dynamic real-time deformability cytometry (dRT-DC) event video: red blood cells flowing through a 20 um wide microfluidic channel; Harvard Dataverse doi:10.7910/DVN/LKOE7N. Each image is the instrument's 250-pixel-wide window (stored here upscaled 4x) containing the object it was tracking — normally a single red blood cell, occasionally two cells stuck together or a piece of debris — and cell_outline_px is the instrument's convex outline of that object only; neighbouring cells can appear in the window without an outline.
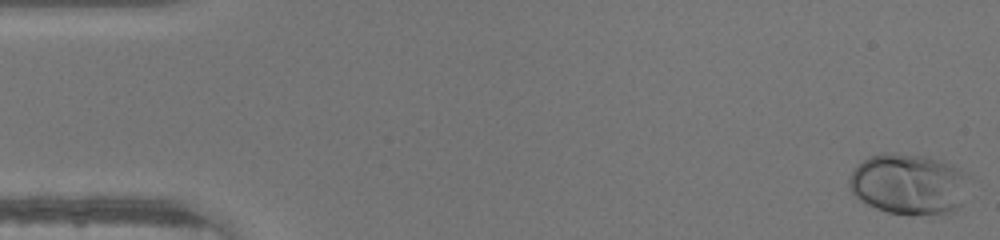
{"species": "human", "species_latin": "Homo sapiens", "temperature_condition": "warm", "stored_images_in_passage": 47, "camera_frame_rate_fps": 3000, "um_per_image_px": 0.085, "donor": {"sex": "male"}, "frame": {"image": 1, "passage_image": 1, "time_ms": 0.0, "image_size_px": [1000, 240], "cell_outline_px": [[964, 176], [960, 204], [952, 212], [912, 216], [908, 216], [888, 212], [876, 208], [860, 200], [852, 192], [848, 184], [848, 180], [852, 172], [868, 156], [928, 156], [952, 164], [964, 172]], "centroid_in_image_um": [77.19, 15.7], "position_along_channel_um": 7.8, "area_um2": 41.1}}
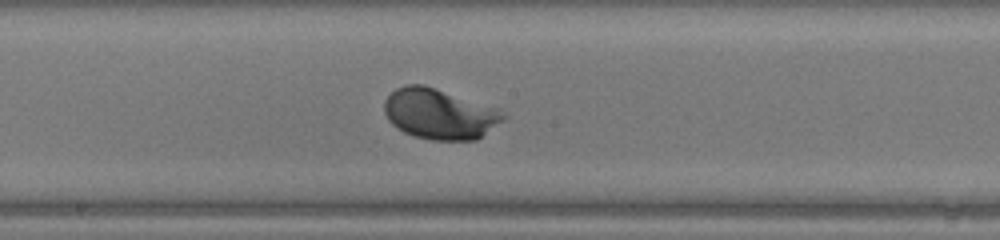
{"frame": {"image": 2, "passage_image": 25, "time_ms": 8.0, "image_size_px": [1000, 240], "cell_outline_px": [[508, 116], [504, 120], [476, 140], [432, 140], [412, 136], [396, 128], [388, 120], [384, 112], [384, 100], [396, 88], [404, 84], [424, 84], [500, 108]], "centroid_in_image_um": [37.37, 9.67], "position_along_channel_um": 210.8, "area_um2": 35.49}}
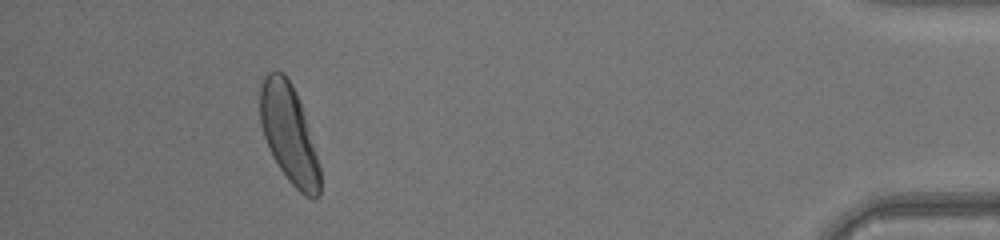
{"frame": {"image": 3, "passage_image": 43, "time_ms": 14.0, "image_size_px": [1000, 240], "cell_outline_px": [[320, 196], [312, 200], [304, 196], [288, 180], [272, 156], [268, 148], [260, 124], [260, 84], [264, 76], [268, 72], [284, 72], [292, 84], [300, 100], [316, 152], [320, 168]], "centroid_in_image_um": [24.56, 11.38], "position_along_channel_um": 410.6, "area_um2": 34.51}}